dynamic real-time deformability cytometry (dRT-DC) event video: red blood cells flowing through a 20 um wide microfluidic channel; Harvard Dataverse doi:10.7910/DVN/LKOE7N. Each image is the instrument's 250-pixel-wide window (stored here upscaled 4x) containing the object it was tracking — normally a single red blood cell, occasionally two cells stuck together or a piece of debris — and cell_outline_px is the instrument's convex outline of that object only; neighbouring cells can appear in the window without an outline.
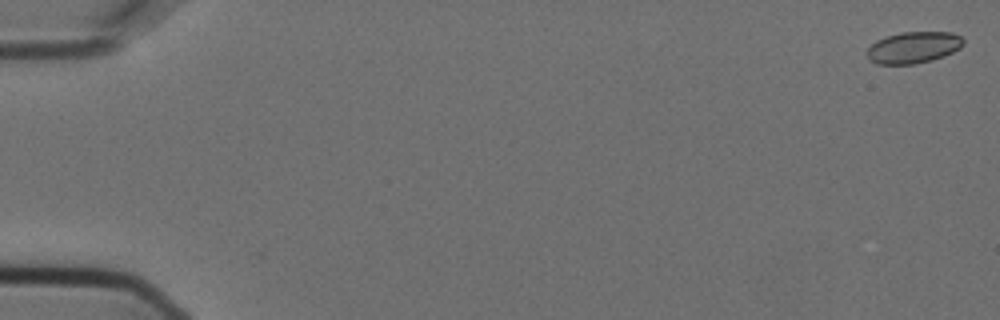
{"species": "Egyptian fruit bat (a non-hibernating species)", "species_latin": "Rousettus aegyptiacus", "temperature_condition": "cold", "stored_images_in_passage": 43, "camera_frame_rate_fps": 3000, "um_per_image_px": 0.085, "animal": {"sex": "female"}, "frame": {"image": 1, "passage_image": 1, "time_ms": 0.0, "image_size_px": [1000, 320], "cell_outline_px": [[964, 44], [960, 48], [944, 56], [932, 60], [912, 64], [876, 64], [868, 60], [868, 48], [876, 40], [884, 36], [900, 32], [952, 32], [960, 36], [964, 40]], "centroid_in_image_um": [77.63, 4.03], "position_along_channel_um": 7.4, "area_um2": 17.8}}
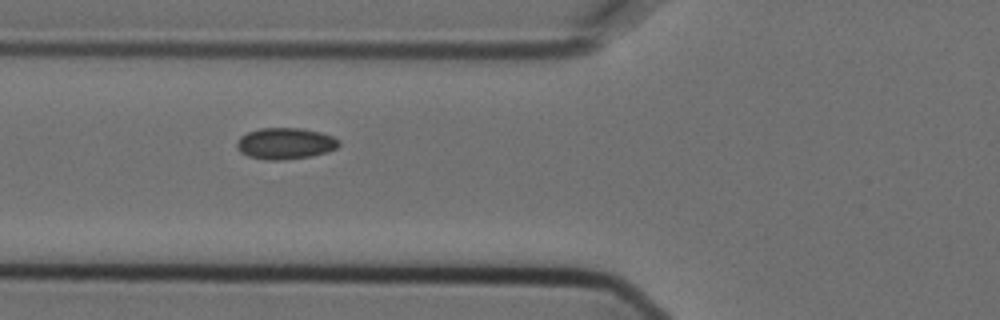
{"frame": {"image": 2, "passage_image": 22, "time_ms": 7.0, "image_size_px": [1000, 320], "cell_outline_px": [[340, 144], [336, 148], [328, 152], [312, 156], [280, 160], [264, 160], [248, 156], [240, 152], [236, 148], [236, 144], [240, 136], [248, 132], [260, 128], [300, 128], [320, 132], [332, 136], [340, 140]], "centroid_in_image_um": [24.24, 12.2], "position_along_channel_um": 101.6, "area_um2": 18.79}}
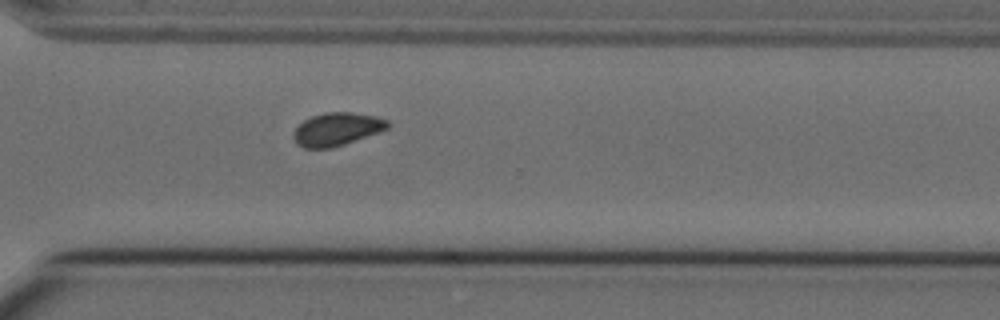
{"frame": {"image": 3, "passage_image": 42, "time_ms": 13.667, "image_size_px": [1000, 320], "cell_outline_px": [[392, 124], [388, 128], [380, 132], [332, 148], [304, 148], [296, 144], [292, 136], [292, 132], [304, 120], [312, 116], [324, 112], [352, 112], [376, 116], [388, 120]], "centroid_in_image_um": [28.64, 10.98], "position_along_channel_um": 342.0, "area_um2": 18.32}}